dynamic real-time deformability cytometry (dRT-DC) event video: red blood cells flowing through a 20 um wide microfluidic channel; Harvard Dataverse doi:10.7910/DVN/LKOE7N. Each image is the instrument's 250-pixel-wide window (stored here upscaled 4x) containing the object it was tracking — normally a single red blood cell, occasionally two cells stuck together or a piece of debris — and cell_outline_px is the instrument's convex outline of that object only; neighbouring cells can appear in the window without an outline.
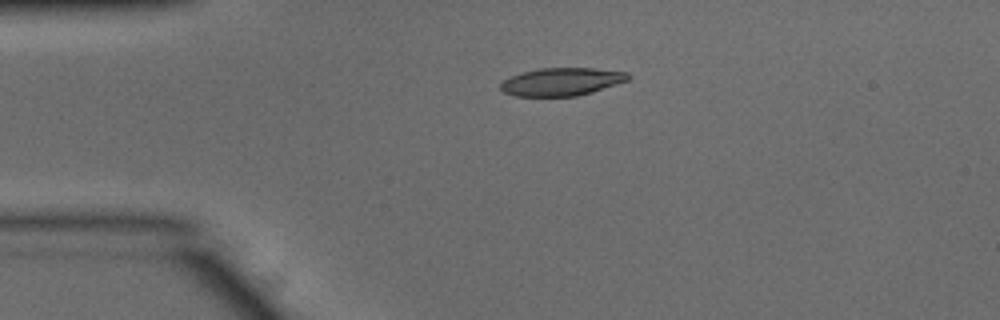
{"species": "common noctule bat (a hibernating species)", "species_latin": "Nyctalus noctula", "temperature_condition": "warm", "stored_images_in_passage": 8, "camera_frame_rate_fps": 3000, "um_per_image_px": 0.085, "animal": {"sex": "male", "body_mass_g": 15.6}, "frame": {"image": 1, "passage_image": 1, "time_ms": 0.0, "image_size_px": [1000, 320], "cell_outline_px": [[632, 76], [628, 80], [592, 92], [576, 96], [516, 96], [504, 92], [500, 88], [500, 84], [508, 76], [540, 68], [596, 68], [628, 72]], "centroid_in_image_um": [47.75, 6.94], "position_along_channel_um": 37.3, "area_um2": 20.75}}